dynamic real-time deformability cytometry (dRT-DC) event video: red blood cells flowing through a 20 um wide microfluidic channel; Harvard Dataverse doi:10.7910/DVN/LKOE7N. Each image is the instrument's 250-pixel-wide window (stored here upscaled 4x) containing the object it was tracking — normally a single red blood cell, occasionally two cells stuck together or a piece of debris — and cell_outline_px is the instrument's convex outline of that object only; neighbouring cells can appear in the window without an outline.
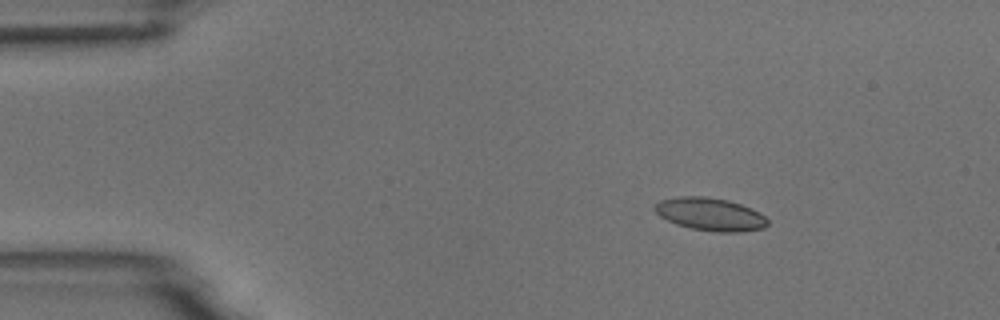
{"species": "common noctule bat (a hibernating species)", "species_latin": "Nyctalus noctula", "temperature_condition": "room temperature", "stored_images_in_passage": 8, "camera_frame_rate_fps": 3000, "um_per_image_px": 0.085, "animal": {"sex": "male", "body_mass_g": 18.8}, "frame": {"image": 1, "passage_image": 1, "time_ms": 0.0, "image_size_px": [1000, 320], "cell_outline_px": [[768, 224], [764, 228], [736, 232], [716, 232], [692, 228], [676, 224], [660, 216], [652, 208], [660, 200], [680, 196], [704, 196], [728, 200], [740, 204], [764, 216], [768, 220]], "centroid_in_image_um": [60.34, 18.21], "position_along_channel_um": 24.7, "area_um2": 21.33}}
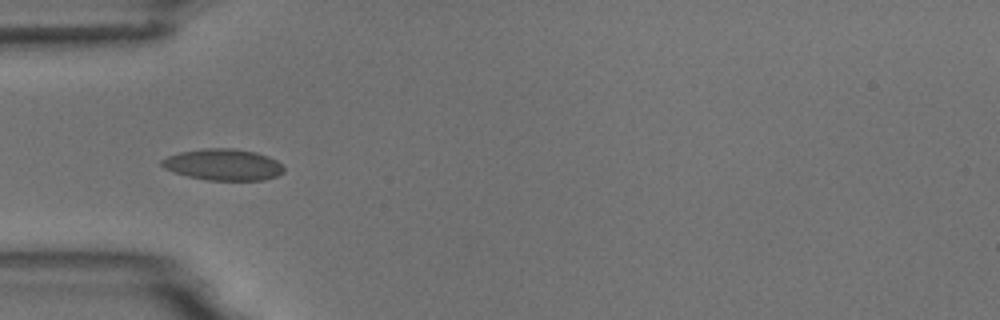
{"frame": {"image": 2, "passage_image": 3, "time_ms": 3.0, "image_size_px": [1000, 320], "cell_outline_px": [[284, 172], [276, 176], [264, 180], [208, 180], [188, 176], [164, 168], [160, 164], [160, 160], [168, 156], [180, 152], [204, 148], [232, 148], [256, 152], [268, 156], [276, 160], [284, 168]], "centroid_in_image_um": [18.97, 13.99], "position_along_channel_um": 66.0, "area_um2": 22.25}}
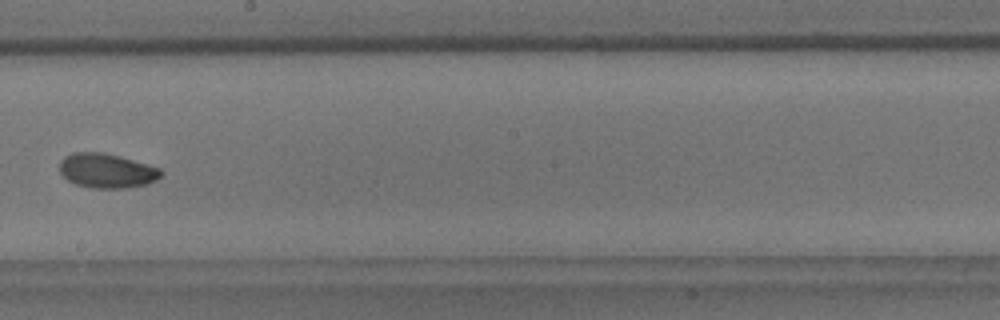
{"frame": {"image": 3, "passage_image": 7, "time_ms": 7.667, "image_size_px": [1000, 320], "cell_outline_px": [[164, 172], [156, 180], [148, 184], [128, 188], [92, 188], [76, 184], [68, 180], [60, 172], [60, 160], [64, 156], [72, 152], [104, 152], [120, 156], [148, 164], [160, 168]], "centroid_in_image_um": [9.09, 14.5], "position_along_channel_um": 239.1, "area_um2": 20.58}}